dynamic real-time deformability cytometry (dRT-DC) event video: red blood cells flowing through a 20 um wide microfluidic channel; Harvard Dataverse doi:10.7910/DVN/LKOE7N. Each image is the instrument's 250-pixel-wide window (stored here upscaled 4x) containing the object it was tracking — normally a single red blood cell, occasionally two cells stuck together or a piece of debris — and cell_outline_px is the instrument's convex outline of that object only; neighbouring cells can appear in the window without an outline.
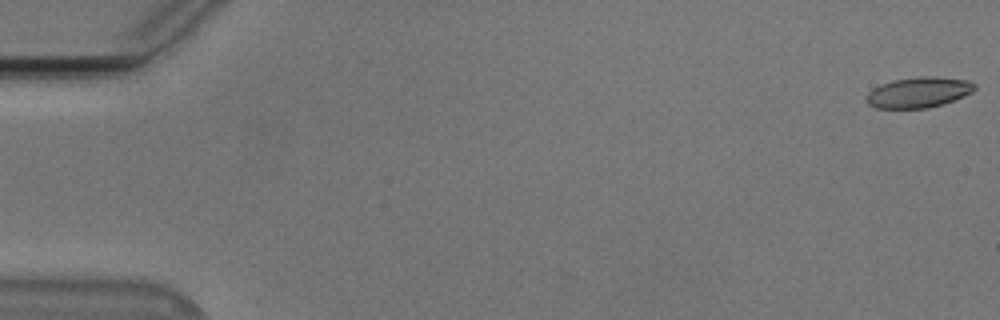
{"species": "Egyptian fruit bat (a non-hibernating species)", "species_latin": "Rousettus aegyptiacus", "temperature_condition": "cold", "stored_images_in_passage": 55, "camera_frame_rate_fps": 3000, "um_per_image_px": 0.085, "animal": {"sex": "male"}, "frame": {"image": 1, "passage_image": 1, "time_ms": 0.0, "image_size_px": [1000, 320], "cell_outline_px": [[976, 88], [972, 92], [964, 96], [928, 108], [876, 108], [868, 104], [864, 100], [868, 92], [872, 88], [880, 84], [896, 80], [916, 76], [936, 76], [968, 80], [976, 84]], "centroid_in_image_um": [78.06, 7.84], "position_along_channel_um": 6.9, "area_um2": 19.36}}
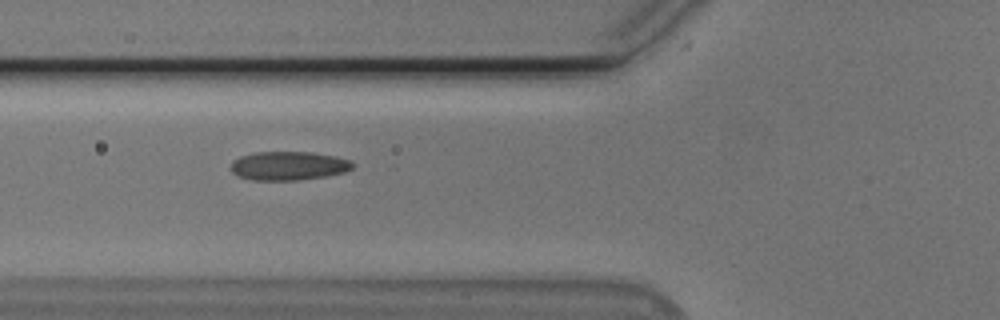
{"frame": {"image": 2, "passage_image": 21, "time_ms": 6.667, "image_size_px": [1000, 320], "cell_outline_px": [[352, 168], [344, 172], [324, 176], [296, 180], [252, 180], [240, 176], [232, 172], [232, 160], [240, 156], [252, 152], [312, 152], [352, 160]], "centroid_in_image_um": [24.5, 14.08], "position_along_channel_um": 101.3, "area_um2": 20.23}}
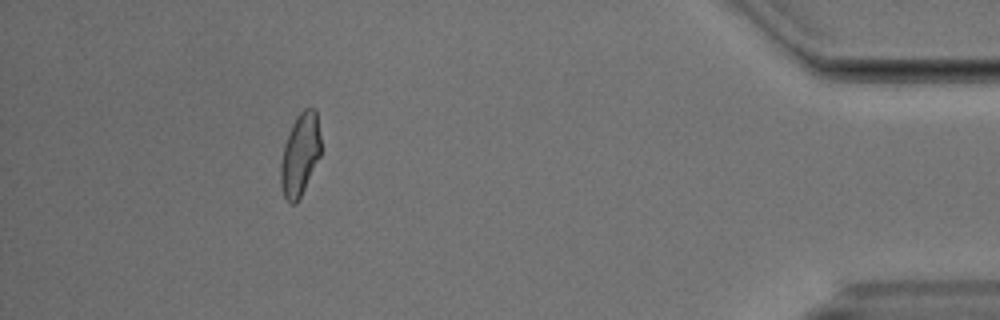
{"frame": {"image": 3, "passage_image": 50, "time_ms": 16.333, "image_size_px": [1000, 320], "cell_outline_px": [[320, 156], [296, 204], [292, 204], [284, 196], [280, 184], [280, 164], [284, 144], [292, 124], [296, 116], [304, 108], [316, 108], [320, 136]], "centroid_in_image_um": [25.49, 13.1], "position_along_channel_um": 409.7, "area_um2": 19.13}, "authors_computed_cell_mechanics": {"area_um2": 19.7098, "velocity_mm_per_s": 3.772, "shape_relaxation_time_tau1_ms": 4.2915, "shape_relaxation_time_tau2_ms": 2.2712, "deformation_change_tau1": 0.137, "deformation_change_tau2": 0.0598}}